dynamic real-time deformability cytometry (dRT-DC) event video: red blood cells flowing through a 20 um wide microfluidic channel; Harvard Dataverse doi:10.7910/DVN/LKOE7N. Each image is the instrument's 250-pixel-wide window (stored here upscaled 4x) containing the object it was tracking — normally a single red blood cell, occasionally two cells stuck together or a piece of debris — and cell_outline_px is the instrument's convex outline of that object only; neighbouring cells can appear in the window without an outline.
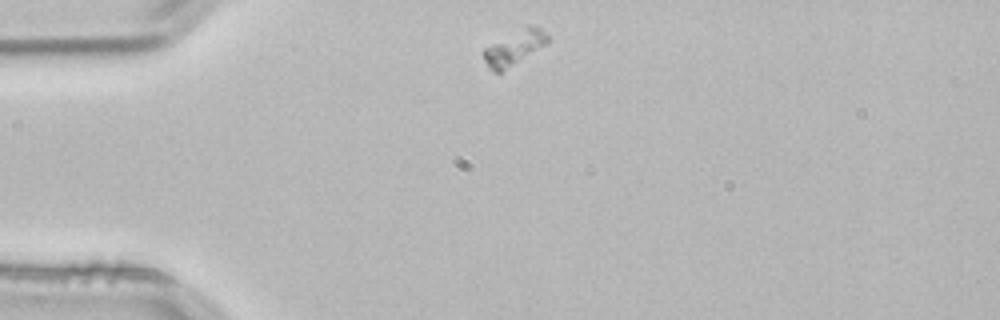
{"species": "common noctule bat (a hibernating species)", "species_latin": "Nyctalus noctula", "temperature_condition": "room temperature", "stored_images_in_passage": 43, "camera_frame_rate_fps": 3000, "um_per_image_px": 0.085, "animal": {"sex": "male", "body_mass_g": 21.5, "forearm_length_mm": 52.0}, "frame": {"image": 1, "passage_image": 1, "time_ms": 0.0, "image_size_px": [1000, 320], "cell_outline_px": [[548, 44], [500, 72], [496, 72], [488, 68], [484, 60], [484, 48], [528, 24], [540, 28], [548, 36]], "centroid_in_image_um": [43.74, 4.05], "position_along_channel_um": 41.3, "area_um2": 12.54}}
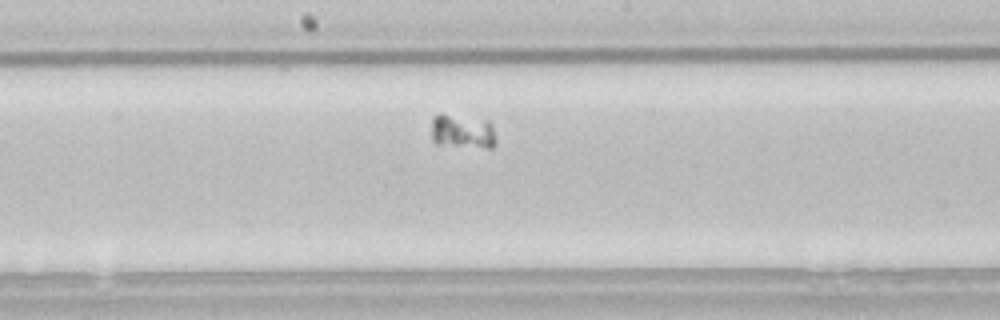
{"frame": {"image": 2, "passage_image": 17, "time_ms": 5.333, "image_size_px": [1000, 320], "cell_outline_px": [[496, 144], [492, 148], [488, 148], [436, 144], [432, 140], [432, 116], [440, 112], [488, 120], [492, 124], [496, 140]], "centroid_in_image_um": [39.3, 11.15], "position_along_channel_um": 208.9, "area_um2": 13.29}}
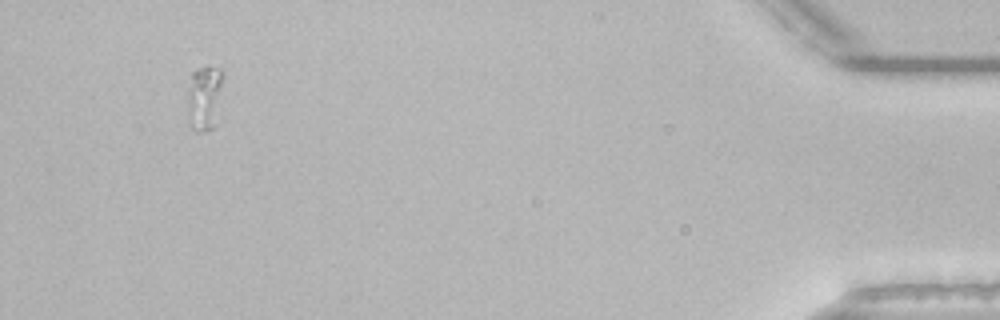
{"frame": {"image": 3, "passage_image": 40, "time_ms": 13.0, "image_size_px": [1000, 320], "cell_outline_px": [[224, 72], [220, 120], [212, 128], [200, 132], [196, 132], [188, 124], [188, 92], [192, 72], [196, 68], [220, 68]], "centroid_in_image_um": [17.44, 8.36], "position_along_channel_um": 417.8, "area_um2": 14.22}}